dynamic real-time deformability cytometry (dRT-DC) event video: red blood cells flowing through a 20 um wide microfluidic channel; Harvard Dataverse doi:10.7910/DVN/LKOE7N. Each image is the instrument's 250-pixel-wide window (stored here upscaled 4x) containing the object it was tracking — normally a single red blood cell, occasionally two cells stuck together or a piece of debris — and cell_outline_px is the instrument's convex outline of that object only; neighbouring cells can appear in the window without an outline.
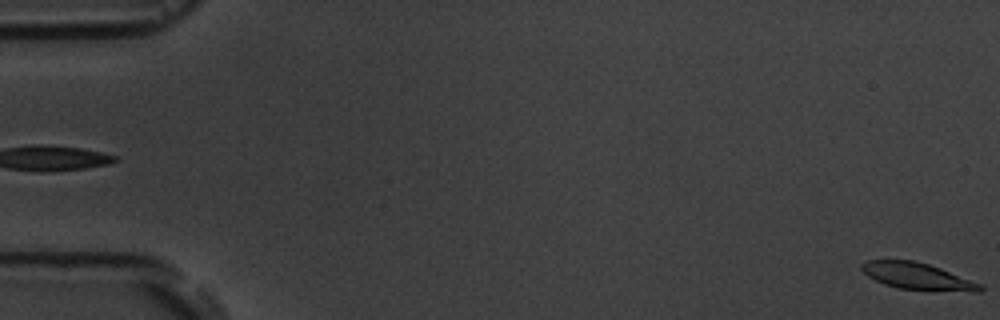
{"species": "common noctule bat (a hibernating species)", "species_latin": "Nyctalus noctula", "temperature_condition": "room temperature", "stored_images_in_passage": 3, "segment_of_instrument_passage": [2, 2], "camera_frame_rate_fps": 3000, "um_per_image_px": 0.085, "animal": {"sex": "male", "body_mass_g": 19.5, "forearm_length_mm": 54.6}, "frame": {"image": 1, "passage_image": 3, "time_ms": 4.333, "image_size_px": [1000, 320], "cell_outline_px": [[984, 288], [980, 292], [976, 292], [900, 288], [884, 284], [868, 276], [860, 268], [860, 264], [864, 260], [912, 260], [928, 264], [940, 268], [980, 284]], "centroid_in_image_um": [77.93, 23.46], "position_along_channel_um": 7.1, "area_um2": 18.09}}